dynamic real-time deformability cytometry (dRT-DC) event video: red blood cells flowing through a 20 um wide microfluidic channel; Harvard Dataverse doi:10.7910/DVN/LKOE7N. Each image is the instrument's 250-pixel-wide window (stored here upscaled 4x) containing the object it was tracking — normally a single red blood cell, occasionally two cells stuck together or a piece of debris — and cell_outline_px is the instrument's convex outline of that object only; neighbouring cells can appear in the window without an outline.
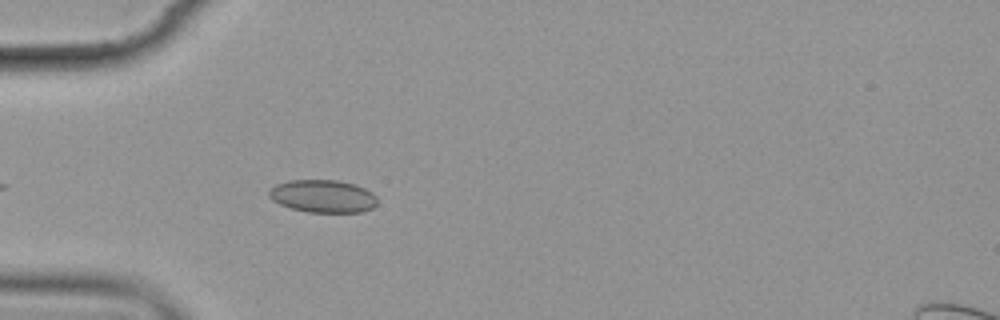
{"species": "common noctule bat (a hibernating species)", "species_latin": "Nyctalus noctula", "temperature_condition": "cold", "stored_images_in_passage": 3, "camera_frame_rate_fps": 3000, "um_per_image_px": 0.085, "animal": {"sex": "female", "body_mass_g": 19.9}, "frame": {"image": 1, "passage_image": 3, "time_ms": 2.333, "image_size_px": [1000, 320], "cell_outline_px": [[376, 204], [372, 208], [364, 212], [308, 212], [292, 208], [280, 204], [272, 200], [268, 196], [268, 192], [276, 184], [288, 180], [336, 180], [356, 184], [372, 192], [376, 196]], "centroid_in_image_um": [27.45, 16.67], "position_along_channel_um": 57.5, "area_um2": 20.69}}